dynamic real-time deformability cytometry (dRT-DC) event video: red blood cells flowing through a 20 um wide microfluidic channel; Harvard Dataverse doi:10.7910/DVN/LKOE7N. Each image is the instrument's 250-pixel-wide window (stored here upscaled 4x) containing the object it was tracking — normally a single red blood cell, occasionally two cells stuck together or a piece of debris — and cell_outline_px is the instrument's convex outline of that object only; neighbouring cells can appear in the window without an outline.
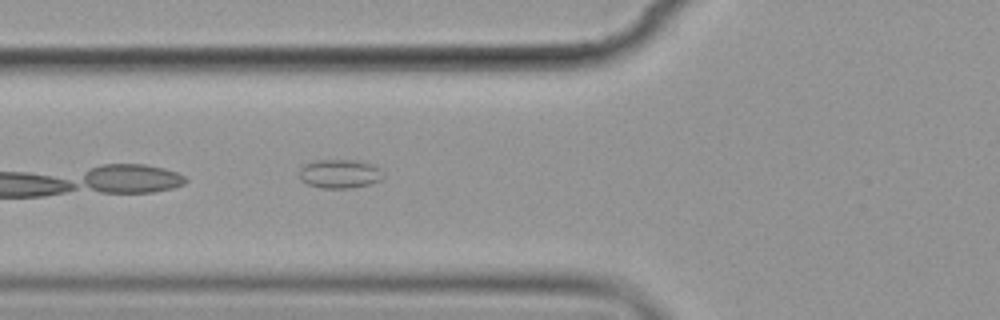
{"species": "common noctule bat (a hibernating species)", "species_latin": "Nyctalus noctula", "temperature_condition": "cold", "stored_images_in_passage": 2, "camera_frame_rate_fps": 3000, "um_per_image_px": 0.085, "animal": {"sex": "female", "body_mass_g": 19.9}, "frame": {"image": 1, "passage_image": 2, "time_ms": 1.0, "image_size_px": [1000, 320], "cell_outline_px": [[384, 180], [352, 188], [324, 188], [308, 184], [300, 180], [300, 168], [304, 164], [312, 160], [360, 160], [376, 164], [380, 168], [384, 176]], "centroid_in_image_um": [28.92, 14.75], "position_along_channel_um": 96.9, "area_um2": 14.45}}